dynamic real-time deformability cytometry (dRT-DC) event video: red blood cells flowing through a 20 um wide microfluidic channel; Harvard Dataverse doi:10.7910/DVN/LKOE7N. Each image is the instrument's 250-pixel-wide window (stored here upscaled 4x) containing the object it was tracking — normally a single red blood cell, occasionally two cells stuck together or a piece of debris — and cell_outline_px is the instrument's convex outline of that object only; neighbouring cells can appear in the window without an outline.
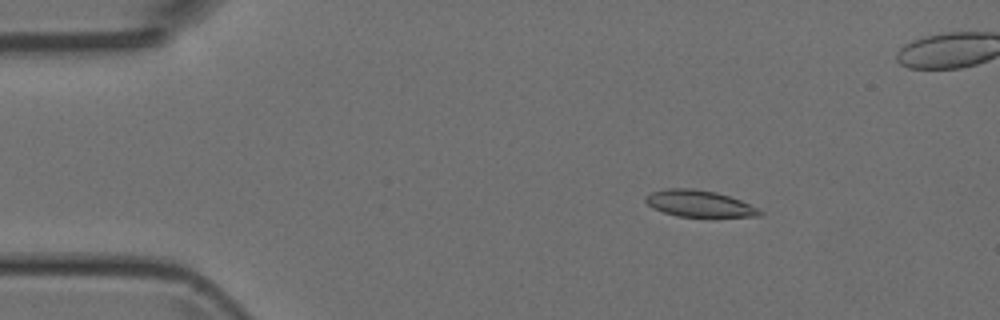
{"species": "Egyptian fruit bat (a non-hibernating species)", "species_latin": "Rousettus aegyptiacus", "temperature_condition": "room temperature", "stored_images_in_passage": 50, "camera_frame_rate_fps": 3000, "um_per_image_px": 0.085, "animal": {"sex": "female"}, "frame": {"image": 1, "passage_image": 7, "time_ms": 2.0, "image_size_px": [1000, 320], "cell_outline_px": [[764, 212], [760, 216], [676, 216], [652, 208], [644, 200], [644, 196], [652, 192], [668, 188], [692, 188], [716, 192], [740, 200]], "centroid_in_image_um": [59.38, 17.29], "position_along_channel_um": 25.6, "area_um2": 17.4}}
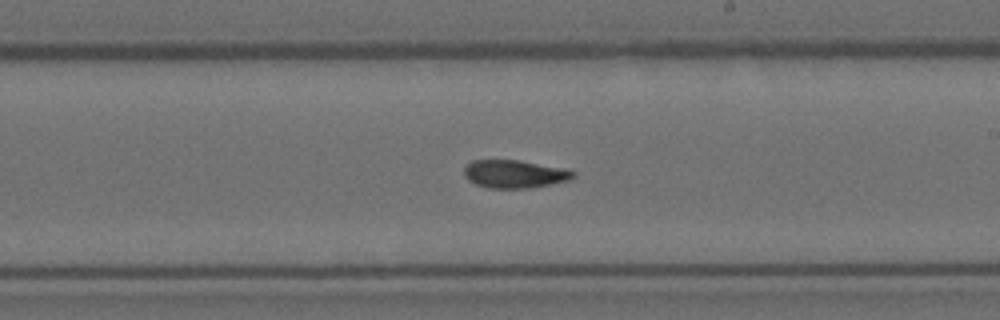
{"frame": {"image": 2, "passage_image": 28, "time_ms": 9.0, "image_size_px": [1000, 320], "cell_outline_px": [[576, 176], [568, 180], [528, 188], [488, 188], [476, 184], [468, 180], [464, 176], [464, 168], [472, 160], [516, 160], [564, 168], [576, 172]], "centroid_in_image_um": [43.71, 14.79], "position_along_channel_um": 245.3, "area_um2": 17.63}}
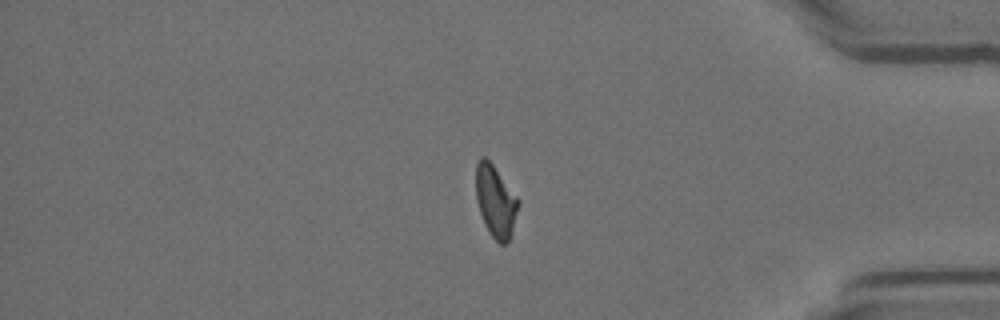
{"frame": {"image": 3, "passage_image": 41, "time_ms": 13.333, "image_size_px": [1000, 320], "cell_outline_px": [[520, 204], [508, 244], [500, 244], [492, 236], [484, 224], [476, 200], [476, 164], [480, 156], [484, 156], [492, 164], [520, 200]], "centroid_in_image_um": [42.13, 17.11], "position_along_channel_um": 393.1, "area_um2": 17.74}}